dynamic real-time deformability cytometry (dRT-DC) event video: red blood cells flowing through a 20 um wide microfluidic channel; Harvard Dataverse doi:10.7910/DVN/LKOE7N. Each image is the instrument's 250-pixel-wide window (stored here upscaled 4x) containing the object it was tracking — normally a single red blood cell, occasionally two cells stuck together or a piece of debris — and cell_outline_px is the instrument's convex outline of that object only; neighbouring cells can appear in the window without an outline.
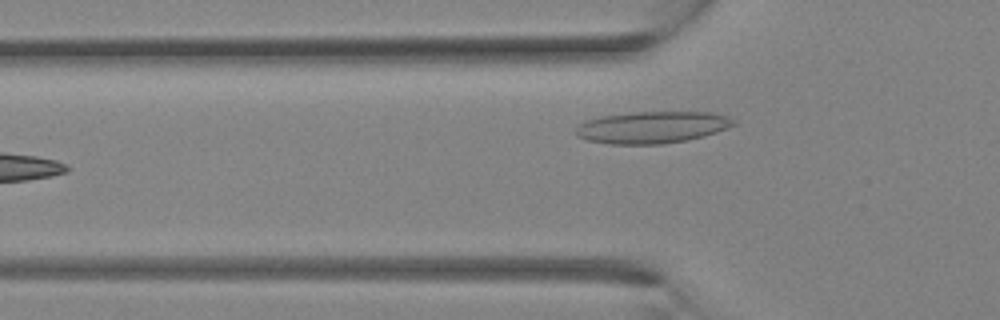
{"species": "Egyptian fruit bat (a non-hibernating species)", "species_latin": "Rousettus aegyptiacus", "temperature_condition": "room temperature", "stored_images_in_passage": 3, "camera_frame_rate_fps": 3000, "um_per_image_px": 0.085, "animal": {"sex": "female"}, "frame": {"image": 1, "passage_image": 3, "time_ms": 0.667, "image_size_px": [1000, 320], "cell_outline_px": [[736, 124], [716, 132], [704, 136], [664, 144], [608, 144], [588, 140], [576, 136], [576, 128], [584, 120], [600, 116], [632, 112], [712, 112], [728, 116], [736, 120]], "centroid_in_image_um": [55.42, 10.81], "position_along_channel_um": 70.4, "area_um2": 29.42}}